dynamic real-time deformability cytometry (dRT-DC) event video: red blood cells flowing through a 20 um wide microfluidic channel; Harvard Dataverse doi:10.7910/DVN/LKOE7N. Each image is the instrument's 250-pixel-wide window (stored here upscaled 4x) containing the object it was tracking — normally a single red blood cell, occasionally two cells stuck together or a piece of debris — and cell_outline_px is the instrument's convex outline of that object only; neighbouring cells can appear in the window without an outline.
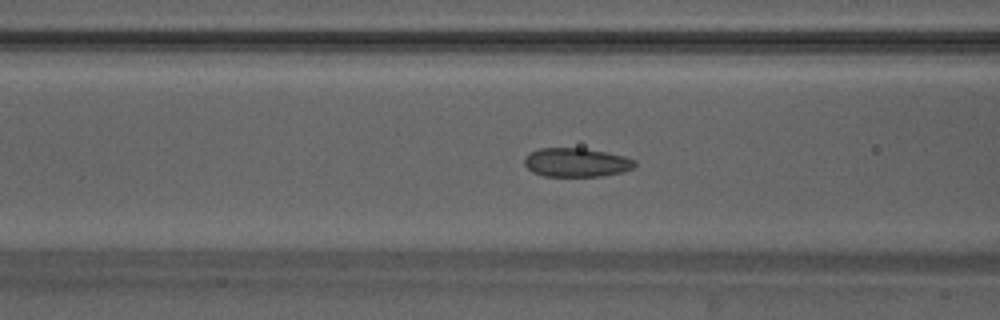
{"species": "Egyptian fruit bat (a non-hibernating species)", "species_latin": "Rousettus aegyptiacus", "temperature_condition": "warm", "stored_images_in_passage": 25, "camera_frame_rate_fps": 3000, "um_per_image_px": 0.085, "animal": {"sex": "male"}, "frame": {"image": 1, "passage_image": 6, "time_ms": 1.667, "image_size_px": [1000, 320], "cell_outline_px": [[636, 164], [632, 168], [620, 172], [604, 176], [544, 176], [532, 172], [524, 164], [524, 160], [532, 152], [540, 148], [584, 148], [624, 156], [636, 160]], "centroid_in_image_um": [49.0, 13.81], "position_along_channel_um": 117.6, "area_um2": 18.38}}
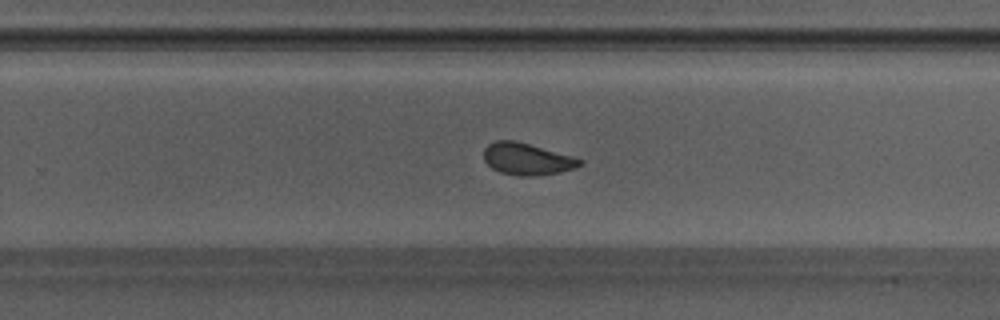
{"frame": {"image": 2, "passage_image": 18, "time_ms": 5.667, "image_size_px": [1000, 320], "cell_outline_px": [[584, 164], [560, 172], [536, 176], [520, 176], [500, 172], [492, 168], [484, 160], [484, 148], [488, 144], [496, 140], [516, 140], [572, 156], [584, 160]], "centroid_in_image_um": [44.79, 13.51], "position_along_channel_um": 285.0, "area_um2": 17.86}}
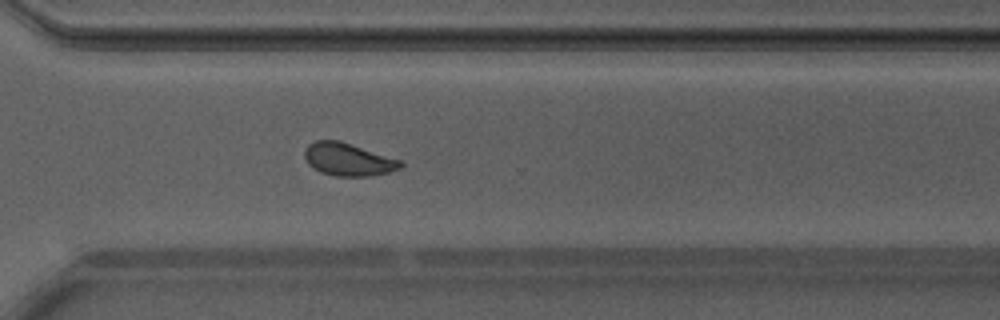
{"frame": {"image": 3, "passage_image": 22, "time_ms": 7.0, "image_size_px": [1000, 320], "cell_outline_px": [[404, 164], [400, 168], [388, 172], [368, 176], [336, 176], [320, 172], [312, 168], [308, 164], [304, 156], [304, 152], [308, 144], [316, 140], [340, 140], [404, 160]], "centroid_in_image_um": [29.61, 13.54], "position_along_channel_um": 341.0, "area_um2": 18.61}, "authors_computed_cell_mechanics": {"area_um2": 18.4382, "velocity_mm_per_s": 4.1933, "shape_relaxation_time_tau1_ms": 5.4286, "shape_relaxation_time_tau2_ms": 1.281, "deformation_change_tau1": 0.1241, "deformation_change_tau2": 0.0637}}